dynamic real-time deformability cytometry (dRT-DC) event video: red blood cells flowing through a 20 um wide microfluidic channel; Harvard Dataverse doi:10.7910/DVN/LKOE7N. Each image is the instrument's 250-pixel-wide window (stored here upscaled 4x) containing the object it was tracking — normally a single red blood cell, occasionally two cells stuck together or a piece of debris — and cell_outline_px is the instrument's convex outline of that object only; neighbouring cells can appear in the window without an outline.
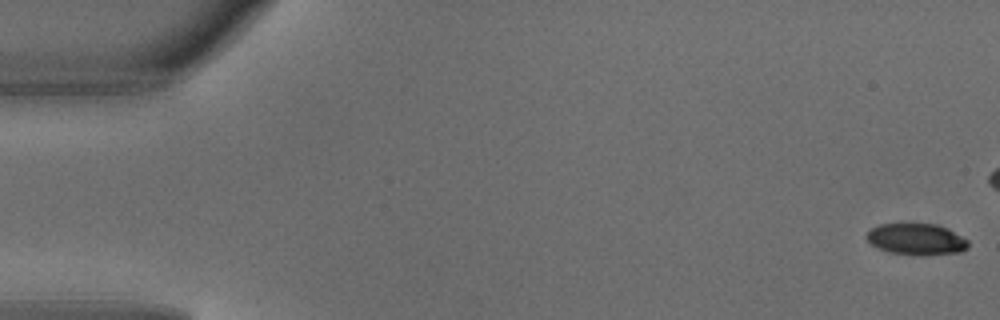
{"species": "common noctule bat (a hibernating species)", "species_latin": "Nyctalus noctula", "temperature_condition": "warm", "stored_images_in_passage": 8, "camera_frame_rate_fps": 3000, "um_per_image_px": 0.085, "animal": {"sex": "male", "body_mass_g": 18.8}, "frame": {"image": 1, "passage_image": 1, "time_ms": 0.0, "image_size_px": [1000, 320], "cell_outline_px": [[968, 248], [960, 252], [924, 256], [888, 252], [872, 244], [864, 236], [872, 228], [880, 224], [936, 224], [948, 228], [968, 240]], "centroid_in_image_um": [77.92, 20.34], "position_along_channel_um": 7.1, "area_um2": 18.61}}
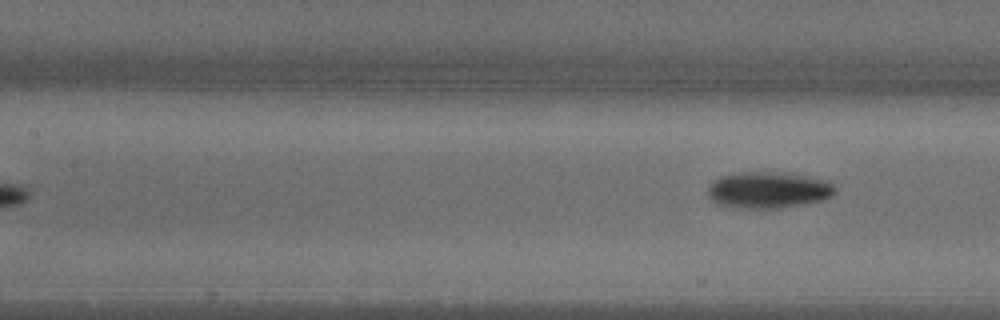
{"frame": {"image": 2, "passage_image": 8, "time_ms": 2.333, "image_size_px": [1000, 320], "cell_outline_px": [[836, 188], [832, 196], [820, 200], [804, 204], [780, 208], [740, 208], [716, 204], [708, 196], [708, 184], [712, 180], [720, 176], [736, 172], [784, 172], [832, 180]], "centroid_in_image_um": [65.3, 16.13], "position_along_channel_um": 142.1, "area_um2": 27.51}}